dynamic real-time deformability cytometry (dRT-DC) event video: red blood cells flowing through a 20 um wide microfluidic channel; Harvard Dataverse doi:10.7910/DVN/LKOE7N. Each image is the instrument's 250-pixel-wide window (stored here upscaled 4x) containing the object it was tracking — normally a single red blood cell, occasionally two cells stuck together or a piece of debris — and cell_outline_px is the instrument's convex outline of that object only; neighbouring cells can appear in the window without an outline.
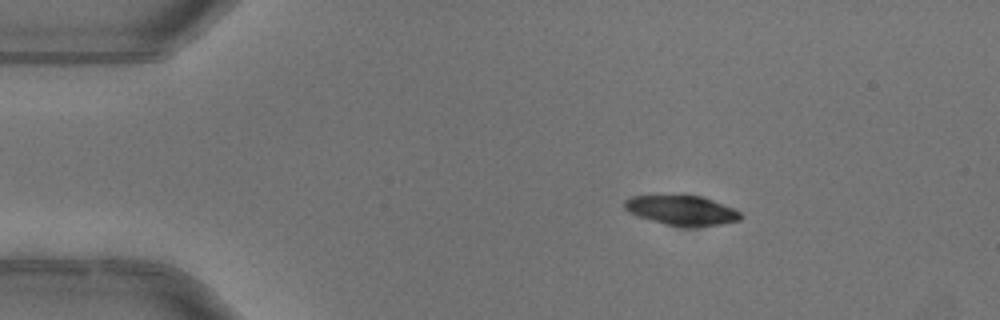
{"species": "common noctule bat (a hibernating species)", "species_latin": "Nyctalus noctula", "temperature_condition": "warm", "stored_images_in_passage": 4, "camera_frame_rate_fps": 3000, "um_per_image_px": 0.085, "animal": {"sex": "female"}, "frame": {"image": 1, "passage_image": 2, "time_ms": 0.333, "image_size_px": [1000, 320], "cell_outline_px": [[744, 216], [740, 220], [720, 224], [668, 224], [652, 220], [640, 216], [624, 208], [624, 200], [632, 196], [660, 192], [672, 192], [700, 196], [724, 204], [740, 212]], "centroid_in_image_um": [57.89, 17.76], "position_along_channel_um": 27.1, "area_um2": 20.11}}
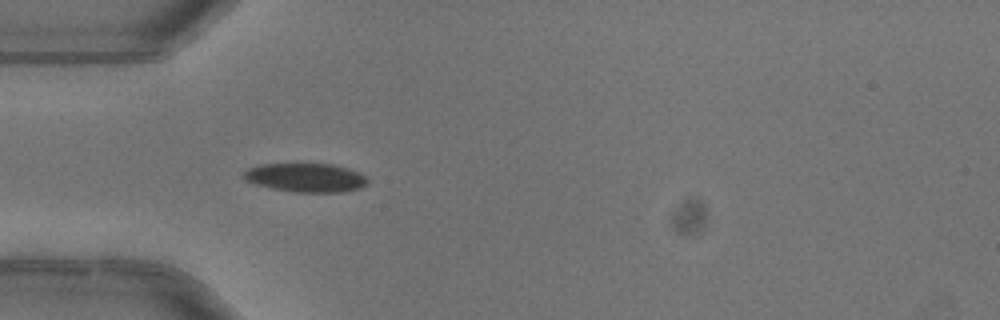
{"frame": {"image": 2, "passage_image": 4, "time_ms": 1.0, "image_size_px": [1000, 320], "cell_outline_px": [[368, 184], [360, 188], [340, 192], [292, 192], [272, 188], [256, 184], [244, 180], [244, 172], [248, 168], [260, 164], [296, 160], [300, 160], [332, 164], [348, 168], [364, 176], [368, 180]], "centroid_in_image_um": [25.94, 15.03], "position_along_channel_um": 59.1, "area_um2": 21.79}}